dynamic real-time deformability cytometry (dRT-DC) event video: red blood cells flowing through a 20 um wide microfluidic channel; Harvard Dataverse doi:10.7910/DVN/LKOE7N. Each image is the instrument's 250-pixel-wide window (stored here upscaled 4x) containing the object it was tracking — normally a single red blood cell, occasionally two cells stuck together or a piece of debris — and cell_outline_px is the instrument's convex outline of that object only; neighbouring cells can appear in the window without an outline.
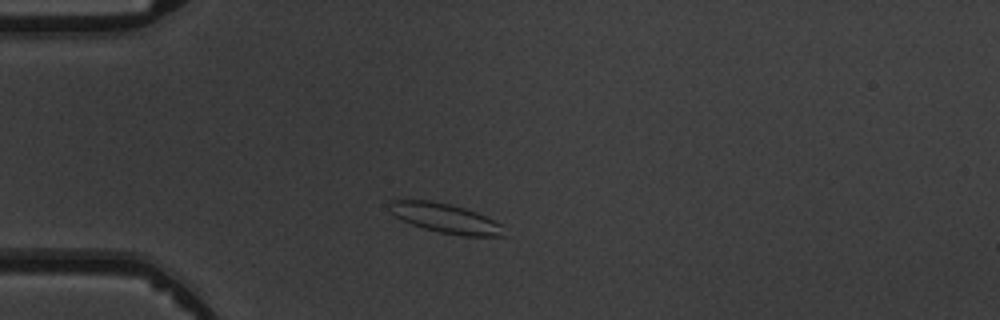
{"species": "common noctule bat (a hibernating species)", "species_latin": "Nyctalus noctula", "temperature_condition": "warm", "stored_images_in_passage": 4, "camera_frame_rate_fps": 3000, "um_per_image_px": 0.085, "animal": {"sex": "male", "body_mass_g": 19.5, "forearm_length_mm": 54.6}, "frame": {"image": 1, "passage_image": 3, "time_ms": 2.333, "image_size_px": [1000, 320], "cell_outline_px": [[504, 236], [460, 236], [440, 232], [424, 228], [412, 224], [388, 212], [388, 200], [428, 200], [448, 204], [464, 208], [476, 212], [500, 224]], "centroid_in_image_um": [37.78, 18.54], "position_along_channel_um": 47.2, "area_um2": 19.36}}
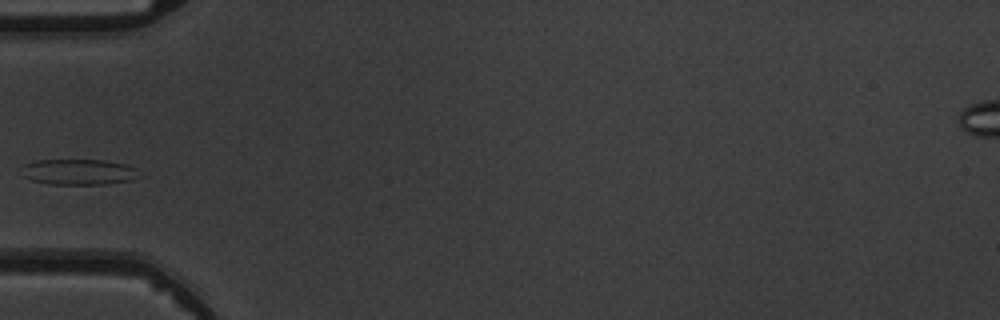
{"frame": {"image": 2, "passage_image": 4, "time_ms": 3.667, "image_size_px": [1000, 320], "cell_outline_px": [[136, 168], [132, 180], [108, 184], [48, 184], [32, 180], [24, 176], [24, 164], [36, 160], [104, 160], [128, 164]], "centroid_in_image_um": [6.67, 14.61], "position_along_channel_um": 78.3, "area_um2": 17.34}}